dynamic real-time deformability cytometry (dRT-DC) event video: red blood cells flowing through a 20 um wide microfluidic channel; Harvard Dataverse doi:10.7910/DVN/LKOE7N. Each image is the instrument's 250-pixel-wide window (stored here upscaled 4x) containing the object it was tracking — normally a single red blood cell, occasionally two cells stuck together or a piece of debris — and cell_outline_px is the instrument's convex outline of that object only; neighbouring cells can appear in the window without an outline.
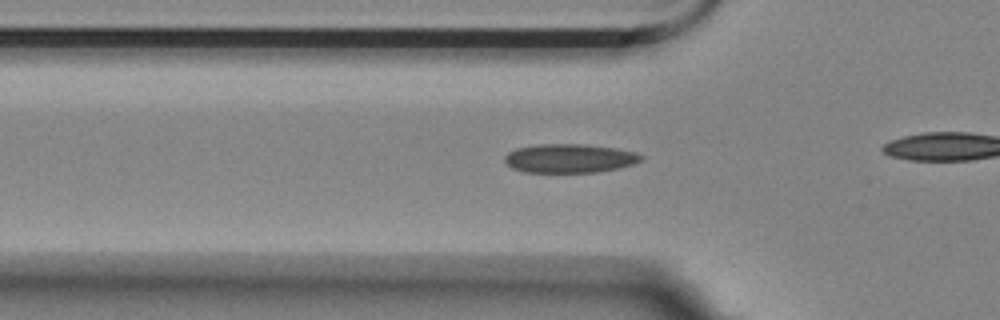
{"species": "Egyptian fruit bat (a non-hibernating species)", "species_latin": "Rousettus aegyptiacus", "temperature_condition": "room temperature", "stored_images_in_passage": 32, "camera_frame_rate_fps": 3000, "um_per_image_px": 0.085, "animal": {"sex": "female"}, "frame": {"image": 1, "passage_image": 5, "time_ms": 1.333, "image_size_px": [1000, 320], "cell_outline_px": [[644, 160], [620, 168], [596, 172], [524, 172], [512, 168], [504, 160], [504, 156], [508, 152], [516, 148], [536, 144], [588, 144], [616, 148], [636, 152], [644, 156]], "centroid_in_image_um": [48.43, 13.45], "position_along_channel_um": 77.4, "area_um2": 23.18}}
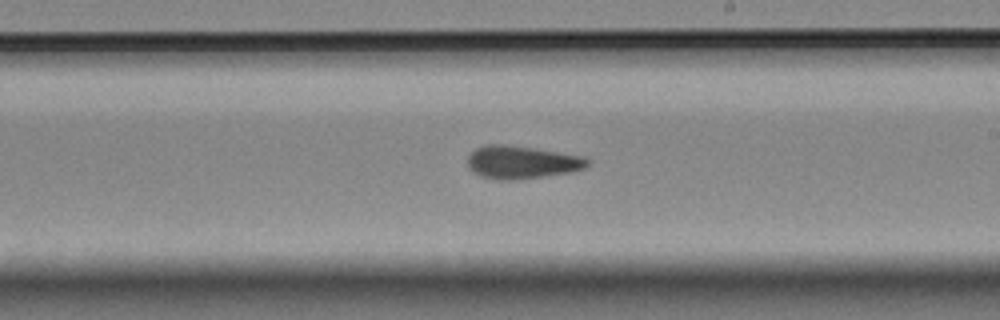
{"frame": {"image": 2, "passage_image": 19, "time_ms": 6.0, "image_size_px": [1000, 320], "cell_outline_px": [[588, 164], [584, 168], [568, 172], [544, 176], [512, 180], [496, 180], [480, 176], [472, 172], [468, 168], [468, 156], [476, 148], [488, 144], [504, 144], [588, 156]], "centroid_in_image_um": [44.33, 13.79], "position_along_channel_um": 244.7, "area_um2": 23.0}}
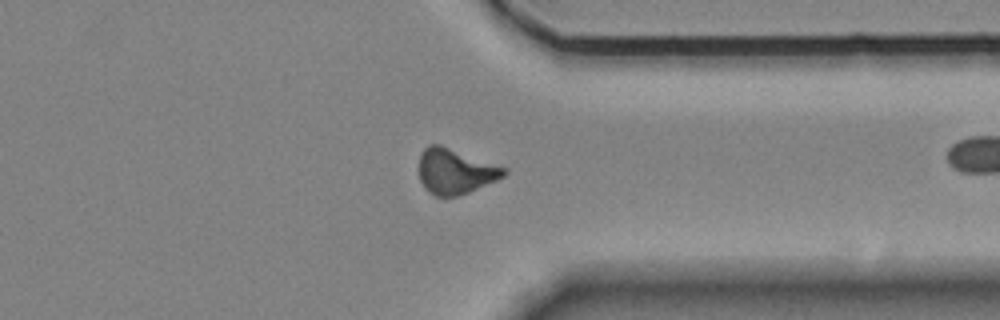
{"frame": {"image": 3, "passage_image": 30, "time_ms": 9.667, "image_size_px": [1000, 320], "cell_outline_px": [[508, 172], [504, 176], [496, 180], [468, 192], [456, 196], [436, 196], [428, 192], [424, 188], [420, 180], [420, 152], [428, 144], [440, 144], [508, 168]], "centroid_in_image_um": [38.69, 14.55], "position_along_channel_um": 372.7, "area_um2": 22.43}}